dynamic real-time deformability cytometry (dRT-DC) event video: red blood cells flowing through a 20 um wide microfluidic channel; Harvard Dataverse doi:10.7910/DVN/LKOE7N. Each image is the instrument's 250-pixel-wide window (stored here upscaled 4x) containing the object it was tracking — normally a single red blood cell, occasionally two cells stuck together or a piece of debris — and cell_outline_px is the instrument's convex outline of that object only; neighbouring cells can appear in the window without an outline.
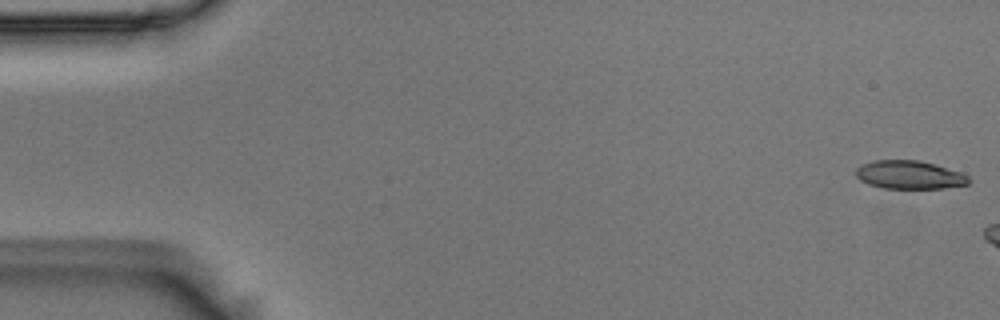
{"species": "Egyptian fruit bat (a non-hibernating species)", "species_latin": "Rousettus aegyptiacus", "temperature_condition": "room temperature", "stored_images_in_passage": 15, "camera_frame_rate_fps": 3000, "um_per_image_px": 0.085, "animal": {"sex": "male"}, "frame": {"image": 1, "passage_image": 1, "time_ms": 0.0, "image_size_px": [1000, 320], "cell_outline_px": [[972, 180], [968, 184], [944, 188], [884, 188], [868, 184], [860, 180], [856, 176], [856, 168], [872, 160], [920, 160], [936, 164], [960, 172], [968, 176]], "centroid_in_image_um": [77.32, 14.85], "position_along_channel_um": 7.7, "area_um2": 18.67}}
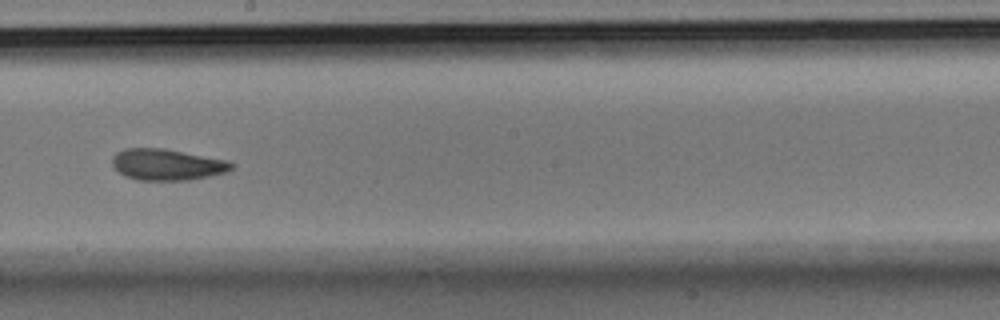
{"frame": {"image": 2, "passage_image": 9, "time_ms": 2.667, "image_size_px": [1000, 320], "cell_outline_px": [[236, 164], [232, 168], [224, 172], [208, 176], [188, 180], [136, 180], [124, 176], [112, 164], [112, 156], [116, 152], [124, 148], [164, 148], [228, 160]], "centroid_in_image_um": [14.18, 13.98], "position_along_channel_um": 234.0, "area_um2": 21.79}}
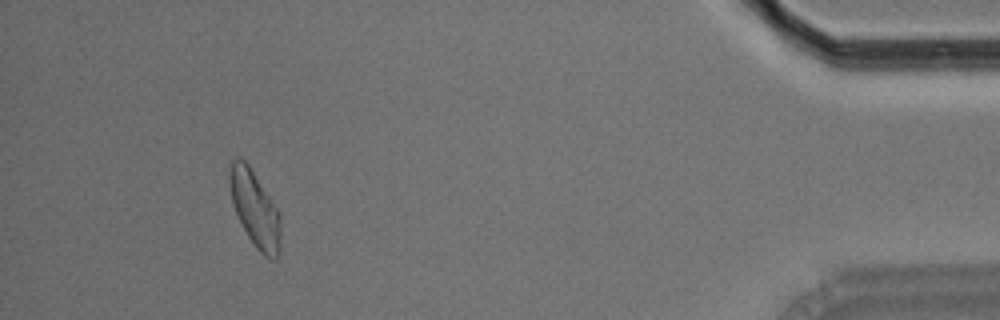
{"frame": {"image": 3, "passage_image": 14, "time_ms": 4.333, "image_size_px": [1000, 320], "cell_outline_px": [[280, 256], [276, 260], [268, 260], [256, 248], [248, 236], [232, 204], [228, 180], [228, 172], [232, 160], [244, 160], [248, 164], [280, 212]], "centroid_in_image_um": [21.69, 17.81], "position_along_channel_um": 413.5, "area_um2": 22.66}}